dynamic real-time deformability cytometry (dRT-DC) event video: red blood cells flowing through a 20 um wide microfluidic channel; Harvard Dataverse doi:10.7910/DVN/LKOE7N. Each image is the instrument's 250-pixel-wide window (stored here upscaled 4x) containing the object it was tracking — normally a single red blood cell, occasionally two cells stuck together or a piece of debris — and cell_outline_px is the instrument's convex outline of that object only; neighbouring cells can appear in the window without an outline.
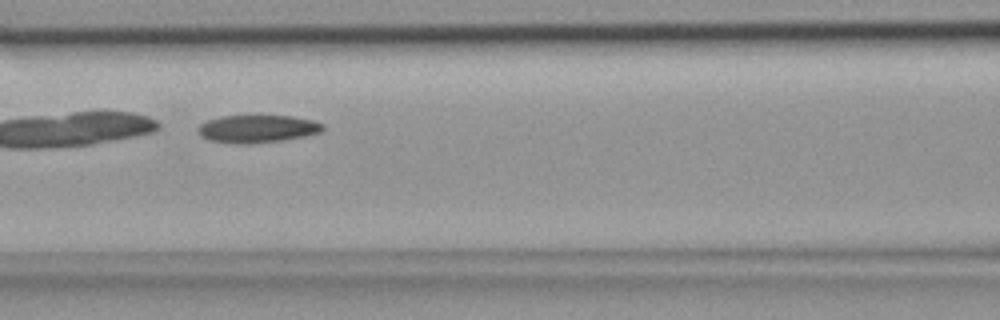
{"species": "common noctule bat (a hibernating species)", "species_latin": "Nyctalus noctula", "temperature_condition": "room temperature", "stored_images_in_passage": 6, "camera_frame_rate_fps": 3000, "um_per_image_px": 0.085, "animal": {"sex": "female", "body_mass_g": 18.4}, "frame": {"image": 1, "passage_image": 5, "time_ms": 1.333, "image_size_px": [1000, 320], "cell_outline_px": [[324, 128], [320, 132], [304, 136], [280, 140], [248, 144], [240, 144], [208, 140], [200, 136], [196, 128], [200, 124], [208, 120], [220, 116], [292, 116], [312, 120], [324, 124]], "centroid_in_image_um": [21.84, 10.94], "position_along_channel_um": 144.8, "area_um2": 20.06}}
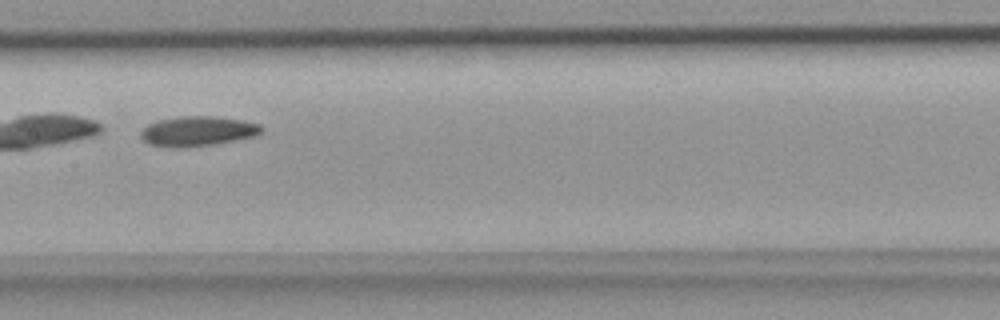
{"frame": {"image": 2, "passage_image": 6, "time_ms": 1.667, "image_size_px": [1000, 320], "cell_outline_px": [[264, 128], [256, 136], [212, 144], [176, 148], [152, 144], [144, 140], [140, 136], [140, 132], [148, 124], [156, 120], [180, 116], [212, 116], [244, 120], [260, 124]], "centroid_in_image_um": [16.81, 11.13], "position_along_channel_um": 190.6, "area_um2": 20.87}}